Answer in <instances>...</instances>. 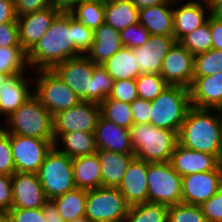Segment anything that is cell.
Wrapping results in <instances>:
<instances>
[{
	"instance_id": "cell-59",
	"label": "cell",
	"mask_w": 222,
	"mask_h": 222,
	"mask_svg": "<svg viewBox=\"0 0 222 222\" xmlns=\"http://www.w3.org/2000/svg\"><path fill=\"white\" fill-rule=\"evenodd\" d=\"M0 222H6V213L0 209Z\"/></svg>"
},
{
	"instance_id": "cell-49",
	"label": "cell",
	"mask_w": 222,
	"mask_h": 222,
	"mask_svg": "<svg viewBox=\"0 0 222 222\" xmlns=\"http://www.w3.org/2000/svg\"><path fill=\"white\" fill-rule=\"evenodd\" d=\"M13 2L17 17L51 6L49 0H13Z\"/></svg>"
},
{
	"instance_id": "cell-14",
	"label": "cell",
	"mask_w": 222,
	"mask_h": 222,
	"mask_svg": "<svg viewBox=\"0 0 222 222\" xmlns=\"http://www.w3.org/2000/svg\"><path fill=\"white\" fill-rule=\"evenodd\" d=\"M222 186V163L209 172L182 177V203L200 206L214 196Z\"/></svg>"
},
{
	"instance_id": "cell-19",
	"label": "cell",
	"mask_w": 222,
	"mask_h": 222,
	"mask_svg": "<svg viewBox=\"0 0 222 222\" xmlns=\"http://www.w3.org/2000/svg\"><path fill=\"white\" fill-rule=\"evenodd\" d=\"M175 42L174 37L150 35L143 46L134 48L140 73L160 74L162 62Z\"/></svg>"
},
{
	"instance_id": "cell-3",
	"label": "cell",
	"mask_w": 222,
	"mask_h": 222,
	"mask_svg": "<svg viewBox=\"0 0 222 222\" xmlns=\"http://www.w3.org/2000/svg\"><path fill=\"white\" fill-rule=\"evenodd\" d=\"M129 134L135 158L147 163L170 162L178 144V132L152 124H133Z\"/></svg>"
},
{
	"instance_id": "cell-22",
	"label": "cell",
	"mask_w": 222,
	"mask_h": 222,
	"mask_svg": "<svg viewBox=\"0 0 222 222\" xmlns=\"http://www.w3.org/2000/svg\"><path fill=\"white\" fill-rule=\"evenodd\" d=\"M189 91L191 106L222 110V72L193 77Z\"/></svg>"
},
{
	"instance_id": "cell-8",
	"label": "cell",
	"mask_w": 222,
	"mask_h": 222,
	"mask_svg": "<svg viewBox=\"0 0 222 222\" xmlns=\"http://www.w3.org/2000/svg\"><path fill=\"white\" fill-rule=\"evenodd\" d=\"M148 202L172 206L182 203V176L170 162L148 163Z\"/></svg>"
},
{
	"instance_id": "cell-56",
	"label": "cell",
	"mask_w": 222,
	"mask_h": 222,
	"mask_svg": "<svg viewBox=\"0 0 222 222\" xmlns=\"http://www.w3.org/2000/svg\"><path fill=\"white\" fill-rule=\"evenodd\" d=\"M210 14L222 20V0H215L210 4Z\"/></svg>"
},
{
	"instance_id": "cell-2",
	"label": "cell",
	"mask_w": 222,
	"mask_h": 222,
	"mask_svg": "<svg viewBox=\"0 0 222 222\" xmlns=\"http://www.w3.org/2000/svg\"><path fill=\"white\" fill-rule=\"evenodd\" d=\"M221 122L222 110L191 106L178 132V144L221 161Z\"/></svg>"
},
{
	"instance_id": "cell-24",
	"label": "cell",
	"mask_w": 222,
	"mask_h": 222,
	"mask_svg": "<svg viewBox=\"0 0 222 222\" xmlns=\"http://www.w3.org/2000/svg\"><path fill=\"white\" fill-rule=\"evenodd\" d=\"M139 23L150 35L174 37L173 0L139 9Z\"/></svg>"
},
{
	"instance_id": "cell-57",
	"label": "cell",
	"mask_w": 222,
	"mask_h": 222,
	"mask_svg": "<svg viewBox=\"0 0 222 222\" xmlns=\"http://www.w3.org/2000/svg\"><path fill=\"white\" fill-rule=\"evenodd\" d=\"M8 77V74L0 72V86Z\"/></svg>"
},
{
	"instance_id": "cell-21",
	"label": "cell",
	"mask_w": 222,
	"mask_h": 222,
	"mask_svg": "<svg viewBox=\"0 0 222 222\" xmlns=\"http://www.w3.org/2000/svg\"><path fill=\"white\" fill-rule=\"evenodd\" d=\"M170 163L173 169L183 177L192 173L215 170L221 161L215 155L191 150L177 144L171 155Z\"/></svg>"
},
{
	"instance_id": "cell-36",
	"label": "cell",
	"mask_w": 222,
	"mask_h": 222,
	"mask_svg": "<svg viewBox=\"0 0 222 222\" xmlns=\"http://www.w3.org/2000/svg\"><path fill=\"white\" fill-rule=\"evenodd\" d=\"M222 72V51L210 49L194 55L193 77L214 75Z\"/></svg>"
},
{
	"instance_id": "cell-5",
	"label": "cell",
	"mask_w": 222,
	"mask_h": 222,
	"mask_svg": "<svg viewBox=\"0 0 222 222\" xmlns=\"http://www.w3.org/2000/svg\"><path fill=\"white\" fill-rule=\"evenodd\" d=\"M150 124L179 132L191 107L190 91L181 86L168 87L151 101Z\"/></svg>"
},
{
	"instance_id": "cell-18",
	"label": "cell",
	"mask_w": 222,
	"mask_h": 222,
	"mask_svg": "<svg viewBox=\"0 0 222 222\" xmlns=\"http://www.w3.org/2000/svg\"><path fill=\"white\" fill-rule=\"evenodd\" d=\"M31 72L33 71L10 75L1 84L0 117L6 119L33 95V73Z\"/></svg>"
},
{
	"instance_id": "cell-15",
	"label": "cell",
	"mask_w": 222,
	"mask_h": 222,
	"mask_svg": "<svg viewBox=\"0 0 222 222\" xmlns=\"http://www.w3.org/2000/svg\"><path fill=\"white\" fill-rule=\"evenodd\" d=\"M61 12L52 6L17 17L19 42L28 53L46 34Z\"/></svg>"
},
{
	"instance_id": "cell-62",
	"label": "cell",
	"mask_w": 222,
	"mask_h": 222,
	"mask_svg": "<svg viewBox=\"0 0 222 222\" xmlns=\"http://www.w3.org/2000/svg\"><path fill=\"white\" fill-rule=\"evenodd\" d=\"M206 4L210 5L215 0H203Z\"/></svg>"
},
{
	"instance_id": "cell-48",
	"label": "cell",
	"mask_w": 222,
	"mask_h": 222,
	"mask_svg": "<svg viewBox=\"0 0 222 222\" xmlns=\"http://www.w3.org/2000/svg\"><path fill=\"white\" fill-rule=\"evenodd\" d=\"M0 47H22L17 22L0 24Z\"/></svg>"
},
{
	"instance_id": "cell-39",
	"label": "cell",
	"mask_w": 222,
	"mask_h": 222,
	"mask_svg": "<svg viewBox=\"0 0 222 222\" xmlns=\"http://www.w3.org/2000/svg\"><path fill=\"white\" fill-rule=\"evenodd\" d=\"M114 79L107 73L102 64H96L93 69V103L100 104L111 93Z\"/></svg>"
},
{
	"instance_id": "cell-41",
	"label": "cell",
	"mask_w": 222,
	"mask_h": 222,
	"mask_svg": "<svg viewBox=\"0 0 222 222\" xmlns=\"http://www.w3.org/2000/svg\"><path fill=\"white\" fill-rule=\"evenodd\" d=\"M149 36V31L140 23L132 24L120 31L123 47L132 49L143 46L147 42Z\"/></svg>"
},
{
	"instance_id": "cell-42",
	"label": "cell",
	"mask_w": 222,
	"mask_h": 222,
	"mask_svg": "<svg viewBox=\"0 0 222 222\" xmlns=\"http://www.w3.org/2000/svg\"><path fill=\"white\" fill-rule=\"evenodd\" d=\"M14 172L9 133L0 126V175H12Z\"/></svg>"
},
{
	"instance_id": "cell-52",
	"label": "cell",
	"mask_w": 222,
	"mask_h": 222,
	"mask_svg": "<svg viewBox=\"0 0 222 222\" xmlns=\"http://www.w3.org/2000/svg\"><path fill=\"white\" fill-rule=\"evenodd\" d=\"M17 22L13 0H0V24Z\"/></svg>"
},
{
	"instance_id": "cell-28",
	"label": "cell",
	"mask_w": 222,
	"mask_h": 222,
	"mask_svg": "<svg viewBox=\"0 0 222 222\" xmlns=\"http://www.w3.org/2000/svg\"><path fill=\"white\" fill-rule=\"evenodd\" d=\"M72 167L76 188L92 190L102 187L100 162L96 153L72 159Z\"/></svg>"
},
{
	"instance_id": "cell-55",
	"label": "cell",
	"mask_w": 222,
	"mask_h": 222,
	"mask_svg": "<svg viewBox=\"0 0 222 222\" xmlns=\"http://www.w3.org/2000/svg\"><path fill=\"white\" fill-rule=\"evenodd\" d=\"M138 9L167 3L169 0H130Z\"/></svg>"
},
{
	"instance_id": "cell-38",
	"label": "cell",
	"mask_w": 222,
	"mask_h": 222,
	"mask_svg": "<svg viewBox=\"0 0 222 222\" xmlns=\"http://www.w3.org/2000/svg\"><path fill=\"white\" fill-rule=\"evenodd\" d=\"M138 98L152 101L156 99L168 84L160 74L141 73L136 79Z\"/></svg>"
},
{
	"instance_id": "cell-53",
	"label": "cell",
	"mask_w": 222,
	"mask_h": 222,
	"mask_svg": "<svg viewBox=\"0 0 222 222\" xmlns=\"http://www.w3.org/2000/svg\"><path fill=\"white\" fill-rule=\"evenodd\" d=\"M43 213L46 218V222H65L51 200H48L43 206Z\"/></svg>"
},
{
	"instance_id": "cell-35",
	"label": "cell",
	"mask_w": 222,
	"mask_h": 222,
	"mask_svg": "<svg viewBox=\"0 0 222 222\" xmlns=\"http://www.w3.org/2000/svg\"><path fill=\"white\" fill-rule=\"evenodd\" d=\"M101 115L120 127L129 129L133 125L130 103L107 97L100 104Z\"/></svg>"
},
{
	"instance_id": "cell-7",
	"label": "cell",
	"mask_w": 222,
	"mask_h": 222,
	"mask_svg": "<svg viewBox=\"0 0 222 222\" xmlns=\"http://www.w3.org/2000/svg\"><path fill=\"white\" fill-rule=\"evenodd\" d=\"M37 174L47 200L76 188L72 158L59 152L54 146L45 156Z\"/></svg>"
},
{
	"instance_id": "cell-61",
	"label": "cell",
	"mask_w": 222,
	"mask_h": 222,
	"mask_svg": "<svg viewBox=\"0 0 222 222\" xmlns=\"http://www.w3.org/2000/svg\"><path fill=\"white\" fill-rule=\"evenodd\" d=\"M221 163H222V122H221Z\"/></svg>"
},
{
	"instance_id": "cell-1",
	"label": "cell",
	"mask_w": 222,
	"mask_h": 222,
	"mask_svg": "<svg viewBox=\"0 0 222 222\" xmlns=\"http://www.w3.org/2000/svg\"><path fill=\"white\" fill-rule=\"evenodd\" d=\"M82 54L74 45L73 16L61 12L46 34L27 53L32 71L52 69L56 64Z\"/></svg>"
},
{
	"instance_id": "cell-47",
	"label": "cell",
	"mask_w": 222,
	"mask_h": 222,
	"mask_svg": "<svg viewBox=\"0 0 222 222\" xmlns=\"http://www.w3.org/2000/svg\"><path fill=\"white\" fill-rule=\"evenodd\" d=\"M133 124H150L151 101L137 98L130 103Z\"/></svg>"
},
{
	"instance_id": "cell-29",
	"label": "cell",
	"mask_w": 222,
	"mask_h": 222,
	"mask_svg": "<svg viewBox=\"0 0 222 222\" xmlns=\"http://www.w3.org/2000/svg\"><path fill=\"white\" fill-rule=\"evenodd\" d=\"M104 23L122 31L139 23V9L130 0H117L104 4Z\"/></svg>"
},
{
	"instance_id": "cell-17",
	"label": "cell",
	"mask_w": 222,
	"mask_h": 222,
	"mask_svg": "<svg viewBox=\"0 0 222 222\" xmlns=\"http://www.w3.org/2000/svg\"><path fill=\"white\" fill-rule=\"evenodd\" d=\"M181 1L173 0L174 38L176 42L204 25L211 15L210 5L203 0H190L184 4H179ZM176 5L177 7H175Z\"/></svg>"
},
{
	"instance_id": "cell-12",
	"label": "cell",
	"mask_w": 222,
	"mask_h": 222,
	"mask_svg": "<svg viewBox=\"0 0 222 222\" xmlns=\"http://www.w3.org/2000/svg\"><path fill=\"white\" fill-rule=\"evenodd\" d=\"M100 115L99 104L80 101L71 108L53 115V134H65L74 131L94 133Z\"/></svg>"
},
{
	"instance_id": "cell-23",
	"label": "cell",
	"mask_w": 222,
	"mask_h": 222,
	"mask_svg": "<svg viewBox=\"0 0 222 222\" xmlns=\"http://www.w3.org/2000/svg\"><path fill=\"white\" fill-rule=\"evenodd\" d=\"M94 134L97 149L118 153H134L129 129L116 125L102 115L97 121Z\"/></svg>"
},
{
	"instance_id": "cell-51",
	"label": "cell",
	"mask_w": 222,
	"mask_h": 222,
	"mask_svg": "<svg viewBox=\"0 0 222 222\" xmlns=\"http://www.w3.org/2000/svg\"><path fill=\"white\" fill-rule=\"evenodd\" d=\"M212 48L222 51V20L210 15Z\"/></svg>"
},
{
	"instance_id": "cell-37",
	"label": "cell",
	"mask_w": 222,
	"mask_h": 222,
	"mask_svg": "<svg viewBox=\"0 0 222 222\" xmlns=\"http://www.w3.org/2000/svg\"><path fill=\"white\" fill-rule=\"evenodd\" d=\"M179 43L193 55L212 49L210 17L204 25L185 35Z\"/></svg>"
},
{
	"instance_id": "cell-45",
	"label": "cell",
	"mask_w": 222,
	"mask_h": 222,
	"mask_svg": "<svg viewBox=\"0 0 222 222\" xmlns=\"http://www.w3.org/2000/svg\"><path fill=\"white\" fill-rule=\"evenodd\" d=\"M6 222H46L42 208L24 209L12 207L6 213Z\"/></svg>"
},
{
	"instance_id": "cell-44",
	"label": "cell",
	"mask_w": 222,
	"mask_h": 222,
	"mask_svg": "<svg viewBox=\"0 0 222 222\" xmlns=\"http://www.w3.org/2000/svg\"><path fill=\"white\" fill-rule=\"evenodd\" d=\"M108 97L122 102L132 103L138 98L135 79L114 81L113 88Z\"/></svg>"
},
{
	"instance_id": "cell-58",
	"label": "cell",
	"mask_w": 222,
	"mask_h": 222,
	"mask_svg": "<svg viewBox=\"0 0 222 222\" xmlns=\"http://www.w3.org/2000/svg\"><path fill=\"white\" fill-rule=\"evenodd\" d=\"M71 222H90L89 219L85 216L83 217H80V218H77V219H74L73 221Z\"/></svg>"
},
{
	"instance_id": "cell-46",
	"label": "cell",
	"mask_w": 222,
	"mask_h": 222,
	"mask_svg": "<svg viewBox=\"0 0 222 222\" xmlns=\"http://www.w3.org/2000/svg\"><path fill=\"white\" fill-rule=\"evenodd\" d=\"M207 222H222V186L218 192L200 205Z\"/></svg>"
},
{
	"instance_id": "cell-33",
	"label": "cell",
	"mask_w": 222,
	"mask_h": 222,
	"mask_svg": "<svg viewBox=\"0 0 222 222\" xmlns=\"http://www.w3.org/2000/svg\"><path fill=\"white\" fill-rule=\"evenodd\" d=\"M168 206L144 202L129 206L124 222H167Z\"/></svg>"
},
{
	"instance_id": "cell-26",
	"label": "cell",
	"mask_w": 222,
	"mask_h": 222,
	"mask_svg": "<svg viewBox=\"0 0 222 222\" xmlns=\"http://www.w3.org/2000/svg\"><path fill=\"white\" fill-rule=\"evenodd\" d=\"M122 47L120 31L103 23L94 31V42L86 56L95 64H104Z\"/></svg>"
},
{
	"instance_id": "cell-11",
	"label": "cell",
	"mask_w": 222,
	"mask_h": 222,
	"mask_svg": "<svg viewBox=\"0 0 222 222\" xmlns=\"http://www.w3.org/2000/svg\"><path fill=\"white\" fill-rule=\"evenodd\" d=\"M95 65L86 55H81L56 64L52 70L76 93L81 101L93 102Z\"/></svg>"
},
{
	"instance_id": "cell-40",
	"label": "cell",
	"mask_w": 222,
	"mask_h": 222,
	"mask_svg": "<svg viewBox=\"0 0 222 222\" xmlns=\"http://www.w3.org/2000/svg\"><path fill=\"white\" fill-rule=\"evenodd\" d=\"M167 222H207L200 206L179 203L168 207Z\"/></svg>"
},
{
	"instance_id": "cell-20",
	"label": "cell",
	"mask_w": 222,
	"mask_h": 222,
	"mask_svg": "<svg viewBox=\"0 0 222 222\" xmlns=\"http://www.w3.org/2000/svg\"><path fill=\"white\" fill-rule=\"evenodd\" d=\"M147 167L146 161L134 158L117 187L129 206L148 202Z\"/></svg>"
},
{
	"instance_id": "cell-31",
	"label": "cell",
	"mask_w": 222,
	"mask_h": 222,
	"mask_svg": "<svg viewBox=\"0 0 222 222\" xmlns=\"http://www.w3.org/2000/svg\"><path fill=\"white\" fill-rule=\"evenodd\" d=\"M87 190L75 188L51 201L65 222L85 216Z\"/></svg>"
},
{
	"instance_id": "cell-34",
	"label": "cell",
	"mask_w": 222,
	"mask_h": 222,
	"mask_svg": "<svg viewBox=\"0 0 222 222\" xmlns=\"http://www.w3.org/2000/svg\"><path fill=\"white\" fill-rule=\"evenodd\" d=\"M30 70L27 52L23 47H0V72L10 76Z\"/></svg>"
},
{
	"instance_id": "cell-60",
	"label": "cell",
	"mask_w": 222,
	"mask_h": 222,
	"mask_svg": "<svg viewBox=\"0 0 222 222\" xmlns=\"http://www.w3.org/2000/svg\"><path fill=\"white\" fill-rule=\"evenodd\" d=\"M97 1H99V2H101V3H103V4H106V3L115 2V1H117V0H97Z\"/></svg>"
},
{
	"instance_id": "cell-13",
	"label": "cell",
	"mask_w": 222,
	"mask_h": 222,
	"mask_svg": "<svg viewBox=\"0 0 222 222\" xmlns=\"http://www.w3.org/2000/svg\"><path fill=\"white\" fill-rule=\"evenodd\" d=\"M194 55L175 42L166 54L160 76L171 86L190 88L193 83Z\"/></svg>"
},
{
	"instance_id": "cell-10",
	"label": "cell",
	"mask_w": 222,
	"mask_h": 222,
	"mask_svg": "<svg viewBox=\"0 0 222 222\" xmlns=\"http://www.w3.org/2000/svg\"><path fill=\"white\" fill-rule=\"evenodd\" d=\"M15 172L38 173L54 139L9 134Z\"/></svg>"
},
{
	"instance_id": "cell-30",
	"label": "cell",
	"mask_w": 222,
	"mask_h": 222,
	"mask_svg": "<svg viewBox=\"0 0 222 222\" xmlns=\"http://www.w3.org/2000/svg\"><path fill=\"white\" fill-rule=\"evenodd\" d=\"M102 65L114 81L136 79L141 74L132 48L122 47Z\"/></svg>"
},
{
	"instance_id": "cell-43",
	"label": "cell",
	"mask_w": 222,
	"mask_h": 222,
	"mask_svg": "<svg viewBox=\"0 0 222 222\" xmlns=\"http://www.w3.org/2000/svg\"><path fill=\"white\" fill-rule=\"evenodd\" d=\"M73 35L76 49L82 55H86L94 42V31L73 17Z\"/></svg>"
},
{
	"instance_id": "cell-25",
	"label": "cell",
	"mask_w": 222,
	"mask_h": 222,
	"mask_svg": "<svg viewBox=\"0 0 222 222\" xmlns=\"http://www.w3.org/2000/svg\"><path fill=\"white\" fill-rule=\"evenodd\" d=\"M96 154L100 162L102 187H118L130 162L135 158L134 153L98 149Z\"/></svg>"
},
{
	"instance_id": "cell-6",
	"label": "cell",
	"mask_w": 222,
	"mask_h": 222,
	"mask_svg": "<svg viewBox=\"0 0 222 222\" xmlns=\"http://www.w3.org/2000/svg\"><path fill=\"white\" fill-rule=\"evenodd\" d=\"M33 75V94L52 115L81 101L52 69L35 70Z\"/></svg>"
},
{
	"instance_id": "cell-32",
	"label": "cell",
	"mask_w": 222,
	"mask_h": 222,
	"mask_svg": "<svg viewBox=\"0 0 222 222\" xmlns=\"http://www.w3.org/2000/svg\"><path fill=\"white\" fill-rule=\"evenodd\" d=\"M69 13L93 31L104 23V4L97 0H82Z\"/></svg>"
},
{
	"instance_id": "cell-16",
	"label": "cell",
	"mask_w": 222,
	"mask_h": 222,
	"mask_svg": "<svg viewBox=\"0 0 222 222\" xmlns=\"http://www.w3.org/2000/svg\"><path fill=\"white\" fill-rule=\"evenodd\" d=\"M47 201L37 173L14 172L12 174V207L42 208Z\"/></svg>"
},
{
	"instance_id": "cell-4",
	"label": "cell",
	"mask_w": 222,
	"mask_h": 222,
	"mask_svg": "<svg viewBox=\"0 0 222 222\" xmlns=\"http://www.w3.org/2000/svg\"><path fill=\"white\" fill-rule=\"evenodd\" d=\"M1 122L0 126L9 134L54 139L53 115L34 94Z\"/></svg>"
},
{
	"instance_id": "cell-50",
	"label": "cell",
	"mask_w": 222,
	"mask_h": 222,
	"mask_svg": "<svg viewBox=\"0 0 222 222\" xmlns=\"http://www.w3.org/2000/svg\"><path fill=\"white\" fill-rule=\"evenodd\" d=\"M12 208V175H0V209L7 213Z\"/></svg>"
},
{
	"instance_id": "cell-54",
	"label": "cell",
	"mask_w": 222,
	"mask_h": 222,
	"mask_svg": "<svg viewBox=\"0 0 222 222\" xmlns=\"http://www.w3.org/2000/svg\"><path fill=\"white\" fill-rule=\"evenodd\" d=\"M82 0H49L50 5L60 12L69 13Z\"/></svg>"
},
{
	"instance_id": "cell-9",
	"label": "cell",
	"mask_w": 222,
	"mask_h": 222,
	"mask_svg": "<svg viewBox=\"0 0 222 222\" xmlns=\"http://www.w3.org/2000/svg\"><path fill=\"white\" fill-rule=\"evenodd\" d=\"M128 208L117 187L87 190L85 217L90 222H124Z\"/></svg>"
},
{
	"instance_id": "cell-27",
	"label": "cell",
	"mask_w": 222,
	"mask_h": 222,
	"mask_svg": "<svg viewBox=\"0 0 222 222\" xmlns=\"http://www.w3.org/2000/svg\"><path fill=\"white\" fill-rule=\"evenodd\" d=\"M53 135H54V147L59 152L66 154L68 157L72 159L80 156L94 154L98 150L96 146L94 133L74 131L65 134H53ZM62 145L63 147L61 149Z\"/></svg>"
}]
</instances>
